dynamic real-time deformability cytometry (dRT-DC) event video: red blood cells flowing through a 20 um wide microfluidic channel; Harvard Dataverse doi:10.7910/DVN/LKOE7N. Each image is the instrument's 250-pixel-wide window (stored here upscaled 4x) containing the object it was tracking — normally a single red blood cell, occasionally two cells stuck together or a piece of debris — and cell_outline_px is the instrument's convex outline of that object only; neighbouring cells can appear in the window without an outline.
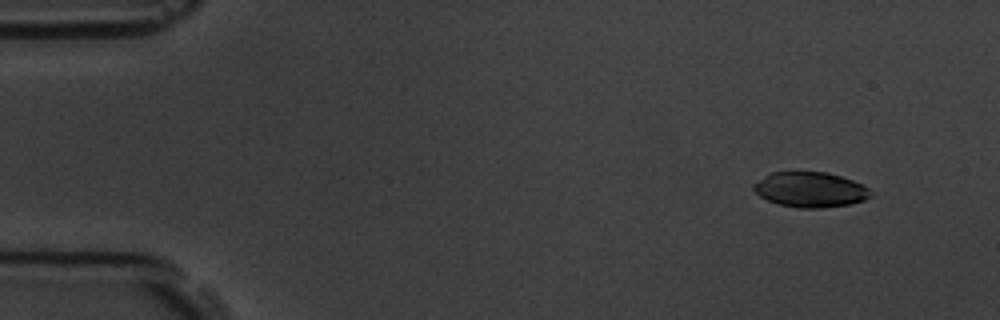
{"species": "common noctule bat (a hibernating species)", "species_latin": "Nyctalus noctula", "temperature_condition": "room temperature", "stored_images_in_passage": 6, "segment_of_instrument_passage": [1, 2], "camera_frame_rate_fps": 3000, "um_per_image_px": 0.085, "animal": {"sex": "male", "body_mass_g": 19.5, "forearm_length_mm": 54.6}, "frame": {"image": 1, "passage_image": 2, "time_ms": 1.333, "image_size_px": [1000, 320], "cell_outline_px": [[872, 196], [864, 200], [848, 204], [820, 208], [800, 208], [776, 204], [760, 196], [752, 188], [752, 184], [772, 172], [824, 172], [840, 176], [852, 180], [868, 188]], "centroid_in_image_um": [68.84, 16.12], "position_along_channel_um": 16.2, "area_um2": 23.76}}